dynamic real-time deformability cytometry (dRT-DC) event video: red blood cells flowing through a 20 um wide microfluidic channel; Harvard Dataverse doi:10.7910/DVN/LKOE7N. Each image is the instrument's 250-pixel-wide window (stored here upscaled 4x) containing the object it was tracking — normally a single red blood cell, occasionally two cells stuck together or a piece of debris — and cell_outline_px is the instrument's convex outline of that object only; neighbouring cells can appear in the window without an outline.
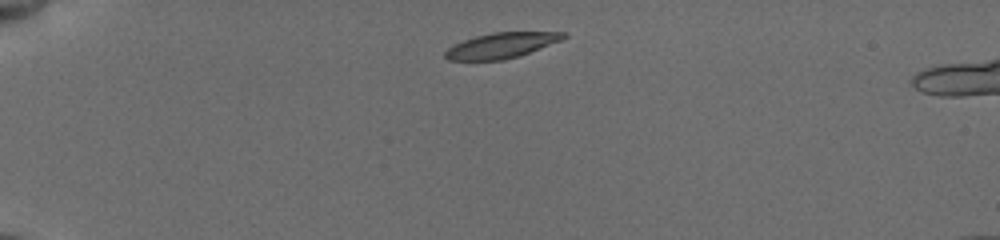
{"species": "common noctule bat (a hibernating species)", "species_latin": "Nyctalus noctula", "temperature_condition": "cold", "stored_images_in_passage": 20, "camera_frame_rate_fps": 3000, "um_per_image_px": 0.085, "animal": {"sex": "female", "body_mass_g": 19.5, "forearm_length_mm": 54.1}, "frame": {"image": 1, "passage_image": 1, "time_ms": 0.0, "image_size_px": [1000, 240], "cell_outline_px": [[568, 36], [560, 40], [520, 56], [504, 60], [448, 60], [444, 56], [444, 52], [448, 48], [464, 40], [476, 36], [492, 32], [568, 32]], "centroid_in_image_um": [42.62, 3.86], "position_along_channel_um": 42.4, "area_um2": 17.4}}
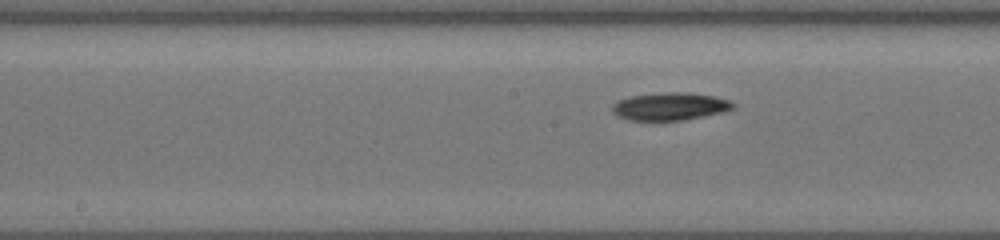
{"frame": {"image": 2, "passage_image": 12, "time_ms": 5.333, "image_size_px": [1000, 240], "cell_outline_px": [[736, 108], [724, 112], [684, 120], [652, 124], [628, 120], [616, 116], [612, 112], [612, 104], [616, 100], [628, 96], [664, 92], [688, 92], [716, 96], [728, 100], [736, 104]], "centroid_in_image_um": [56.89, 9.09], "position_along_channel_um": 191.3, "area_um2": 20.69}}
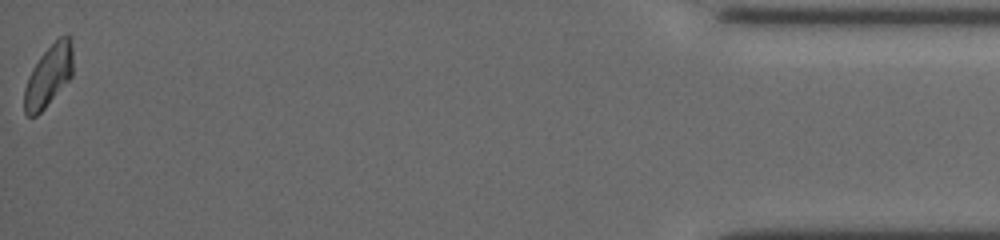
{"frame": {"image": 3, "passage_image": 20, "time_ms": 13.667, "image_size_px": [1000, 240], "cell_outline_px": [[72, 76], [44, 108], [36, 116], [28, 116], [24, 112], [24, 88], [28, 76], [32, 68], [40, 56], [60, 36], [72, 36]], "centroid_in_image_um": [4.12, 6.44], "position_along_channel_um": 431.1, "area_um2": 17.28}, "authors_computed_cell_mechanics": {"area_um2": 18.6405, "velocity_mm_per_s": 3.8021, "shape_relaxation_time_tau1_ms": 5.51, "shape_relaxation_time_tau2_ms": null, "deformation_change_tau1": 0.1602, "deformation_change_tau2": null}}